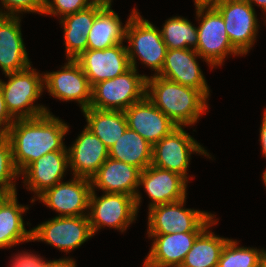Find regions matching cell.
<instances>
[{
	"label": "cell",
	"mask_w": 266,
	"mask_h": 267,
	"mask_svg": "<svg viewBox=\"0 0 266 267\" xmlns=\"http://www.w3.org/2000/svg\"><path fill=\"white\" fill-rule=\"evenodd\" d=\"M266 257V250L239 247L236 240L229 239L225 244L217 267H259Z\"/></svg>",
	"instance_id": "cell-30"
},
{
	"label": "cell",
	"mask_w": 266,
	"mask_h": 267,
	"mask_svg": "<svg viewBox=\"0 0 266 267\" xmlns=\"http://www.w3.org/2000/svg\"><path fill=\"white\" fill-rule=\"evenodd\" d=\"M197 57L201 56L193 49H168L158 76L200 90L208 98L209 86L196 61Z\"/></svg>",
	"instance_id": "cell-17"
},
{
	"label": "cell",
	"mask_w": 266,
	"mask_h": 267,
	"mask_svg": "<svg viewBox=\"0 0 266 267\" xmlns=\"http://www.w3.org/2000/svg\"><path fill=\"white\" fill-rule=\"evenodd\" d=\"M125 40L130 66L137 70L136 57L151 68L158 75L164 64L167 46L161 31L150 21L143 19L139 12H135L127 22Z\"/></svg>",
	"instance_id": "cell-5"
},
{
	"label": "cell",
	"mask_w": 266,
	"mask_h": 267,
	"mask_svg": "<svg viewBox=\"0 0 266 267\" xmlns=\"http://www.w3.org/2000/svg\"><path fill=\"white\" fill-rule=\"evenodd\" d=\"M16 176L19 177L14 161L12 146L6 132H0V195L8 196L17 193ZM14 180V181H13Z\"/></svg>",
	"instance_id": "cell-31"
},
{
	"label": "cell",
	"mask_w": 266,
	"mask_h": 267,
	"mask_svg": "<svg viewBox=\"0 0 266 267\" xmlns=\"http://www.w3.org/2000/svg\"><path fill=\"white\" fill-rule=\"evenodd\" d=\"M259 267H266V257L262 260Z\"/></svg>",
	"instance_id": "cell-41"
},
{
	"label": "cell",
	"mask_w": 266,
	"mask_h": 267,
	"mask_svg": "<svg viewBox=\"0 0 266 267\" xmlns=\"http://www.w3.org/2000/svg\"><path fill=\"white\" fill-rule=\"evenodd\" d=\"M192 152L211 157L189 133L177 127L153 146L151 165L175 172L188 181L187 170Z\"/></svg>",
	"instance_id": "cell-10"
},
{
	"label": "cell",
	"mask_w": 266,
	"mask_h": 267,
	"mask_svg": "<svg viewBox=\"0 0 266 267\" xmlns=\"http://www.w3.org/2000/svg\"><path fill=\"white\" fill-rule=\"evenodd\" d=\"M131 12L126 24L122 26L118 14L111 7L103 6L98 11L88 33V50H104L123 43L127 22L137 10L134 8Z\"/></svg>",
	"instance_id": "cell-25"
},
{
	"label": "cell",
	"mask_w": 266,
	"mask_h": 267,
	"mask_svg": "<svg viewBox=\"0 0 266 267\" xmlns=\"http://www.w3.org/2000/svg\"><path fill=\"white\" fill-rule=\"evenodd\" d=\"M146 96L178 127L192 126L208 110V98L200 90L158 75L147 77Z\"/></svg>",
	"instance_id": "cell-2"
},
{
	"label": "cell",
	"mask_w": 266,
	"mask_h": 267,
	"mask_svg": "<svg viewBox=\"0 0 266 267\" xmlns=\"http://www.w3.org/2000/svg\"><path fill=\"white\" fill-rule=\"evenodd\" d=\"M200 233L148 234L154 242L144 267H180Z\"/></svg>",
	"instance_id": "cell-19"
},
{
	"label": "cell",
	"mask_w": 266,
	"mask_h": 267,
	"mask_svg": "<svg viewBox=\"0 0 266 267\" xmlns=\"http://www.w3.org/2000/svg\"><path fill=\"white\" fill-rule=\"evenodd\" d=\"M128 128L136 131L152 146L178 126L146 96L125 111Z\"/></svg>",
	"instance_id": "cell-16"
},
{
	"label": "cell",
	"mask_w": 266,
	"mask_h": 267,
	"mask_svg": "<svg viewBox=\"0 0 266 267\" xmlns=\"http://www.w3.org/2000/svg\"><path fill=\"white\" fill-rule=\"evenodd\" d=\"M76 61L91 87L98 82L113 79L131 67L127 47L123 43L104 50H86Z\"/></svg>",
	"instance_id": "cell-14"
},
{
	"label": "cell",
	"mask_w": 266,
	"mask_h": 267,
	"mask_svg": "<svg viewBox=\"0 0 266 267\" xmlns=\"http://www.w3.org/2000/svg\"><path fill=\"white\" fill-rule=\"evenodd\" d=\"M69 126L46 113L36 118L16 119L6 131L10 140L13 161L19 173L30 163L53 151H68L63 138Z\"/></svg>",
	"instance_id": "cell-1"
},
{
	"label": "cell",
	"mask_w": 266,
	"mask_h": 267,
	"mask_svg": "<svg viewBox=\"0 0 266 267\" xmlns=\"http://www.w3.org/2000/svg\"><path fill=\"white\" fill-rule=\"evenodd\" d=\"M88 128L109 149L128 128L124 111L87 108L82 111Z\"/></svg>",
	"instance_id": "cell-26"
},
{
	"label": "cell",
	"mask_w": 266,
	"mask_h": 267,
	"mask_svg": "<svg viewBox=\"0 0 266 267\" xmlns=\"http://www.w3.org/2000/svg\"><path fill=\"white\" fill-rule=\"evenodd\" d=\"M216 219L196 238L180 267H217L222 250L229 240L210 231ZM209 229V230H208Z\"/></svg>",
	"instance_id": "cell-28"
},
{
	"label": "cell",
	"mask_w": 266,
	"mask_h": 267,
	"mask_svg": "<svg viewBox=\"0 0 266 267\" xmlns=\"http://www.w3.org/2000/svg\"><path fill=\"white\" fill-rule=\"evenodd\" d=\"M16 119L9 113L4 100V94L0 84V126L6 132Z\"/></svg>",
	"instance_id": "cell-35"
},
{
	"label": "cell",
	"mask_w": 266,
	"mask_h": 267,
	"mask_svg": "<svg viewBox=\"0 0 266 267\" xmlns=\"http://www.w3.org/2000/svg\"><path fill=\"white\" fill-rule=\"evenodd\" d=\"M0 132H5L4 129L0 126Z\"/></svg>",
	"instance_id": "cell-43"
},
{
	"label": "cell",
	"mask_w": 266,
	"mask_h": 267,
	"mask_svg": "<svg viewBox=\"0 0 266 267\" xmlns=\"http://www.w3.org/2000/svg\"><path fill=\"white\" fill-rule=\"evenodd\" d=\"M93 237L88 215L54 217L31 229V240L71 252Z\"/></svg>",
	"instance_id": "cell-11"
},
{
	"label": "cell",
	"mask_w": 266,
	"mask_h": 267,
	"mask_svg": "<svg viewBox=\"0 0 266 267\" xmlns=\"http://www.w3.org/2000/svg\"><path fill=\"white\" fill-rule=\"evenodd\" d=\"M10 267H45L48 261L43 260L39 255L23 252L15 255Z\"/></svg>",
	"instance_id": "cell-34"
},
{
	"label": "cell",
	"mask_w": 266,
	"mask_h": 267,
	"mask_svg": "<svg viewBox=\"0 0 266 267\" xmlns=\"http://www.w3.org/2000/svg\"><path fill=\"white\" fill-rule=\"evenodd\" d=\"M45 267H76V261L72 258H63L48 261Z\"/></svg>",
	"instance_id": "cell-36"
},
{
	"label": "cell",
	"mask_w": 266,
	"mask_h": 267,
	"mask_svg": "<svg viewBox=\"0 0 266 267\" xmlns=\"http://www.w3.org/2000/svg\"><path fill=\"white\" fill-rule=\"evenodd\" d=\"M79 135L68 148L69 167L73 176L91 179L109 157V149L86 127Z\"/></svg>",
	"instance_id": "cell-20"
},
{
	"label": "cell",
	"mask_w": 266,
	"mask_h": 267,
	"mask_svg": "<svg viewBox=\"0 0 266 267\" xmlns=\"http://www.w3.org/2000/svg\"><path fill=\"white\" fill-rule=\"evenodd\" d=\"M146 75L130 67L117 77L92 86L90 107L98 110L125 111L146 97Z\"/></svg>",
	"instance_id": "cell-4"
},
{
	"label": "cell",
	"mask_w": 266,
	"mask_h": 267,
	"mask_svg": "<svg viewBox=\"0 0 266 267\" xmlns=\"http://www.w3.org/2000/svg\"><path fill=\"white\" fill-rule=\"evenodd\" d=\"M92 0H45L44 15H59L60 19L91 6Z\"/></svg>",
	"instance_id": "cell-32"
},
{
	"label": "cell",
	"mask_w": 266,
	"mask_h": 267,
	"mask_svg": "<svg viewBox=\"0 0 266 267\" xmlns=\"http://www.w3.org/2000/svg\"><path fill=\"white\" fill-rule=\"evenodd\" d=\"M102 7L93 3L86 9L60 19L62 29H64L67 60H76L83 52L88 50L87 36L98 11Z\"/></svg>",
	"instance_id": "cell-23"
},
{
	"label": "cell",
	"mask_w": 266,
	"mask_h": 267,
	"mask_svg": "<svg viewBox=\"0 0 266 267\" xmlns=\"http://www.w3.org/2000/svg\"><path fill=\"white\" fill-rule=\"evenodd\" d=\"M186 199L149 208L148 234L202 232L215 220L214 214L185 208Z\"/></svg>",
	"instance_id": "cell-7"
},
{
	"label": "cell",
	"mask_w": 266,
	"mask_h": 267,
	"mask_svg": "<svg viewBox=\"0 0 266 267\" xmlns=\"http://www.w3.org/2000/svg\"><path fill=\"white\" fill-rule=\"evenodd\" d=\"M67 168L68 151H53L30 163L20 175L24 177V186L27 185V189L35 192L38 198L47 189L62 181Z\"/></svg>",
	"instance_id": "cell-21"
},
{
	"label": "cell",
	"mask_w": 266,
	"mask_h": 267,
	"mask_svg": "<svg viewBox=\"0 0 266 267\" xmlns=\"http://www.w3.org/2000/svg\"><path fill=\"white\" fill-rule=\"evenodd\" d=\"M19 16L0 15V68L4 74L31 65L21 33Z\"/></svg>",
	"instance_id": "cell-22"
},
{
	"label": "cell",
	"mask_w": 266,
	"mask_h": 267,
	"mask_svg": "<svg viewBox=\"0 0 266 267\" xmlns=\"http://www.w3.org/2000/svg\"><path fill=\"white\" fill-rule=\"evenodd\" d=\"M112 0H92V3L101 6L111 7Z\"/></svg>",
	"instance_id": "cell-39"
},
{
	"label": "cell",
	"mask_w": 266,
	"mask_h": 267,
	"mask_svg": "<svg viewBox=\"0 0 266 267\" xmlns=\"http://www.w3.org/2000/svg\"><path fill=\"white\" fill-rule=\"evenodd\" d=\"M188 181L181 175L149 165L140 173L139 187L142 185L151 199L149 208L186 198Z\"/></svg>",
	"instance_id": "cell-18"
},
{
	"label": "cell",
	"mask_w": 266,
	"mask_h": 267,
	"mask_svg": "<svg viewBox=\"0 0 266 267\" xmlns=\"http://www.w3.org/2000/svg\"><path fill=\"white\" fill-rule=\"evenodd\" d=\"M140 173L139 168L108 157L91 178L92 189L97 187L104 193H123L133 196L138 211L142 199L138 189Z\"/></svg>",
	"instance_id": "cell-15"
},
{
	"label": "cell",
	"mask_w": 266,
	"mask_h": 267,
	"mask_svg": "<svg viewBox=\"0 0 266 267\" xmlns=\"http://www.w3.org/2000/svg\"><path fill=\"white\" fill-rule=\"evenodd\" d=\"M217 0H194V4H212Z\"/></svg>",
	"instance_id": "cell-40"
},
{
	"label": "cell",
	"mask_w": 266,
	"mask_h": 267,
	"mask_svg": "<svg viewBox=\"0 0 266 267\" xmlns=\"http://www.w3.org/2000/svg\"><path fill=\"white\" fill-rule=\"evenodd\" d=\"M195 10L197 20H201L197 27L198 44L195 51L211 68L222 65L229 54L242 55L231 44L224 19L212 4H196Z\"/></svg>",
	"instance_id": "cell-6"
},
{
	"label": "cell",
	"mask_w": 266,
	"mask_h": 267,
	"mask_svg": "<svg viewBox=\"0 0 266 267\" xmlns=\"http://www.w3.org/2000/svg\"><path fill=\"white\" fill-rule=\"evenodd\" d=\"M153 146L129 128L109 148V157L133 165L143 171L152 164Z\"/></svg>",
	"instance_id": "cell-27"
},
{
	"label": "cell",
	"mask_w": 266,
	"mask_h": 267,
	"mask_svg": "<svg viewBox=\"0 0 266 267\" xmlns=\"http://www.w3.org/2000/svg\"><path fill=\"white\" fill-rule=\"evenodd\" d=\"M3 9L0 8V15L3 16H18L22 12L44 13L45 0H0Z\"/></svg>",
	"instance_id": "cell-33"
},
{
	"label": "cell",
	"mask_w": 266,
	"mask_h": 267,
	"mask_svg": "<svg viewBox=\"0 0 266 267\" xmlns=\"http://www.w3.org/2000/svg\"><path fill=\"white\" fill-rule=\"evenodd\" d=\"M8 82L0 79L7 110L15 119L36 118L50 113L43 105H34L44 89V74L31 65L21 71L7 73Z\"/></svg>",
	"instance_id": "cell-3"
},
{
	"label": "cell",
	"mask_w": 266,
	"mask_h": 267,
	"mask_svg": "<svg viewBox=\"0 0 266 267\" xmlns=\"http://www.w3.org/2000/svg\"><path fill=\"white\" fill-rule=\"evenodd\" d=\"M28 209V206L18 204L17 193L0 195V248L32 241L31 230L25 229L23 220V213Z\"/></svg>",
	"instance_id": "cell-24"
},
{
	"label": "cell",
	"mask_w": 266,
	"mask_h": 267,
	"mask_svg": "<svg viewBox=\"0 0 266 267\" xmlns=\"http://www.w3.org/2000/svg\"><path fill=\"white\" fill-rule=\"evenodd\" d=\"M262 177H263V182H264V184H265V186H266V171H264Z\"/></svg>",
	"instance_id": "cell-42"
},
{
	"label": "cell",
	"mask_w": 266,
	"mask_h": 267,
	"mask_svg": "<svg viewBox=\"0 0 266 267\" xmlns=\"http://www.w3.org/2000/svg\"><path fill=\"white\" fill-rule=\"evenodd\" d=\"M91 191V179L73 176L71 181L47 189L37 200L59 212L58 217L84 216L88 215Z\"/></svg>",
	"instance_id": "cell-12"
},
{
	"label": "cell",
	"mask_w": 266,
	"mask_h": 267,
	"mask_svg": "<svg viewBox=\"0 0 266 267\" xmlns=\"http://www.w3.org/2000/svg\"><path fill=\"white\" fill-rule=\"evenodd\" d=\"M248 1L252 6H254L253 3L255 5L258 4V6H260V8L263 9L262 11L266 12V0H248Z\"/></svg>",
	"instance_id": "cell-38"
},
{
	"label": "cell",
	"mask_w": 266,
	"mask_h": 267,
	"mask_svg": "<svg viewBox=\"0 0 266 267\" xmlns=\"http://www.w3.org/2000/svg\"><path fill=\"white\" fill-rule=\"evenodd\" d=\"M161 36L168 49H193L198 44L197 27L184 17L176 16L166 20Z\"/></svg>",
	"instance_id": "cell-29"
},
{
	"label": "cell",
	"mask_w": 266,
	"mask_h": 267,
	"mask_svg": "<svg viewBox=\"0 0 266 267\" xmlns=\"http://www.w3.org/2000/svg\"><path fill=\"white\" fill-rule=\"evenodd\" d=\"M212 5L224 19L231 44L246 55L254 45L258 33V19L248 0H217Z\"/></svg>",
	"instance_id": "cell-9"
},
{
	"label": "cell",
	"mask_w": 266,
	"mask_h": 267,
	"mask_svg": "<svg viewBox=\"0 0 266 267\" xmlns=\"http://www.w3.org/2000/svg\"><path fill=\"white\" fill-rule=\"evenodd\" d=\"M61 69L44 73V88L57 99L66 102L77 101L81 106V111L89 108L92 87L79 63L68 59Z\"/></svg>",
	"instance_id": "cell-13"
},
{
	"label": "cell",
	"mask_w": 266,
	"mask_h": 267,
	"mask_svg": "<svg viewBox=\"0 0 266 267\" xmlns=\"http://www.w3.org/2000/svg\"><path fill=\"white\" fill-rule=\"evenodd\" d=\"M261 143V149H262V154L266 157V109L264 110L263 113V119H262V124L260 128V139ZM266 171V169H265Z\"/></svg>",
	"instance_id": "cell-37"
},
{
	"label": "cell",
	"mask_w": 266,
	"mask_h": 267,
	"mask_svg": "<svg viewBox=\"0 0 266 267\" xmlns=\"http://www.w3.org/2000/svg\"><path fill=\"white\" fill-rule=\"evenodd\" d=\"M88 218L92 234L101 227H112L121 232L136 220L135 198L123 193H103L97 197L94 189L89 199Z\"/></svg>",
	"instance_id": "cell-8"
}]
</instances>
